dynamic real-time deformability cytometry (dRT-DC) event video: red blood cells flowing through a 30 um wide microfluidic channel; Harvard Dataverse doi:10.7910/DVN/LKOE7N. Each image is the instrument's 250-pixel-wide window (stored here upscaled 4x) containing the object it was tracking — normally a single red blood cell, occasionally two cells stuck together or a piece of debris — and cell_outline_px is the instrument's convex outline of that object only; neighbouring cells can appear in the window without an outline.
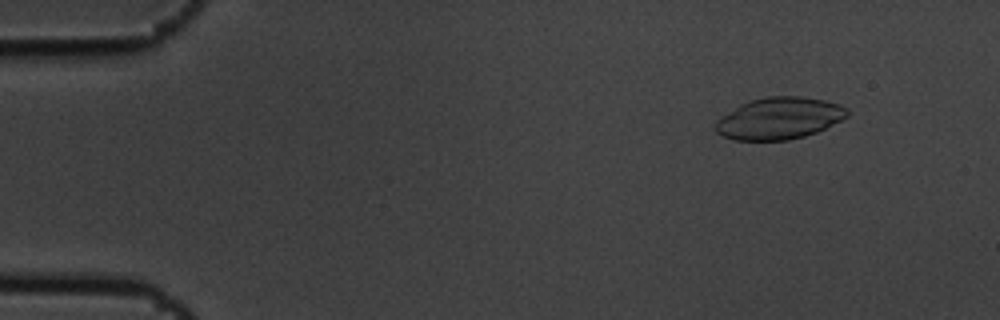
{"species": "common noctule bat (a hibernating species)", "species_latin": "Nyctalus noctula", "temperature_condition": "cold", "stored_images_in_passage": 6, "camera_frame_rate_fps": 3000, "um_per_image_px": 0.085, "animal": {"sex": "male", "body_mass_g": 19.5, "forearm_length_mm": 54.6}, "frame": {"image": 1, "passage_image": 1, "time_ms": 0.0, "image_size_px": [1000, 320], "cell_outline_px": [[848, 116], [816, 132], [804, 136], [788, 140], [732, 140], [716, 132], [716, 120], [740, 104], [748, 100], [768, 96], [800, 96], [824, 100], [840, 104], [848, 108]], "centroid_in_image_um": [66.23, 10.05], "position_along_channel_um": 18.8, "area_um2": 32.02}}